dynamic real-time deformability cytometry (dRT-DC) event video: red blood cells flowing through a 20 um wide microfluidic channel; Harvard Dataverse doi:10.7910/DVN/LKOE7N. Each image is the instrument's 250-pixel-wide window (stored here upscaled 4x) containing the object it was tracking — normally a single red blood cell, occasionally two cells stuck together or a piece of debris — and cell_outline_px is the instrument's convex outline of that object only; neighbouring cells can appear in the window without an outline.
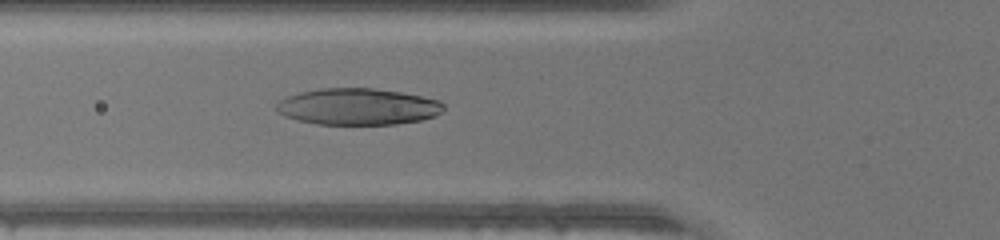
{"species": "human", "species_latin": "Homo sapiens", "temperature_condition": "warm", "stored_images_in_passage": 44, "camera_frame_rate_fps": 3000, "um_per_image_px": 0.085, "donor": {"sex": "male"}, "frame": {"image": 1, "passage_image": 16, "time_ms": 5.0, "image_size_px": [1000, 240], "cell_outline_px": [[444, 108], [436, 116], [420, 120], [396, 124], [316, 124], [296, 120], [284, 116], [276, 112], [276, 104], [280, 100], [288, 96], [300, 92], [320, 88], [372, 88], [400, 92], [440, 100], [444, 104]], "centroid_in_image_um": [30.39, 9.06], "position_along_channel_um": 95.4, "area_um2": 35.66}}
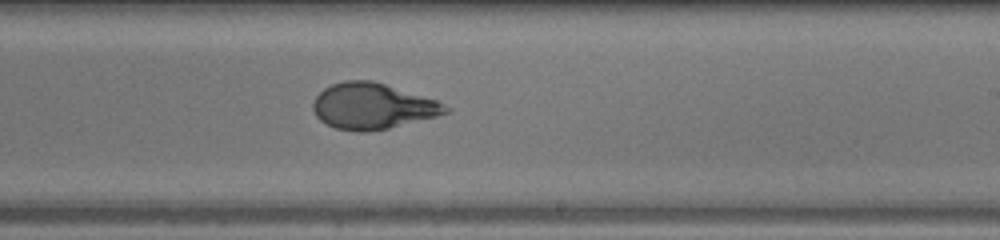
{"frame": {"image": 2, "passage_image": 27, "time_ms": 8.667, "image_size_px": [1000, 240], "cell_outline_px": [[452, 108], [448, 112], [436, 116], [388, 128], [368, 132], [356, 132], [336, 128], [320, 120], [316, 116], [312, 108], [312, 104], [316, 96], [324, 88], [332, 84], [344, 80], [372, 80], [436, 100]], "centroid_in_image_um": [31.64, 9.02], "position_along_channel_um": 257.4, "area_um2": 35.26}}
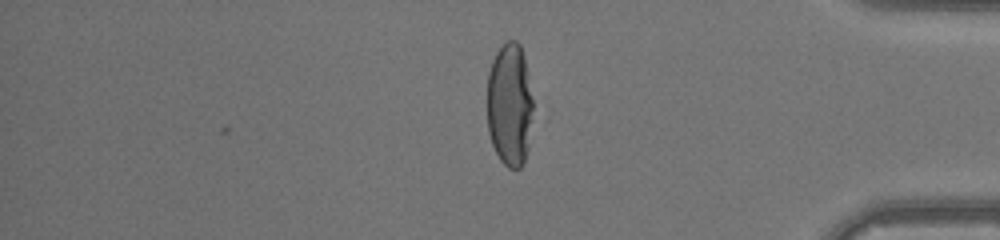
{"frame": {"image": 3, "passage_image": 38, "time_ms": 12.333, "image_size_px": [1000, 240], "cell_outline_px": [[532, 108], [528, 148], [524, 160], [520, 168], [508, 168], [500, 160], [492, 144], [488, 132], [488, 72], [492, 60], [496, 52], [508, 40], [516, 40], [520, 44], [524, 56], [532, 100]], "centroid_in_image_um": [43.31, 8.9], "position_along_channel_um": 391.9, "area_um2": 32.71}}